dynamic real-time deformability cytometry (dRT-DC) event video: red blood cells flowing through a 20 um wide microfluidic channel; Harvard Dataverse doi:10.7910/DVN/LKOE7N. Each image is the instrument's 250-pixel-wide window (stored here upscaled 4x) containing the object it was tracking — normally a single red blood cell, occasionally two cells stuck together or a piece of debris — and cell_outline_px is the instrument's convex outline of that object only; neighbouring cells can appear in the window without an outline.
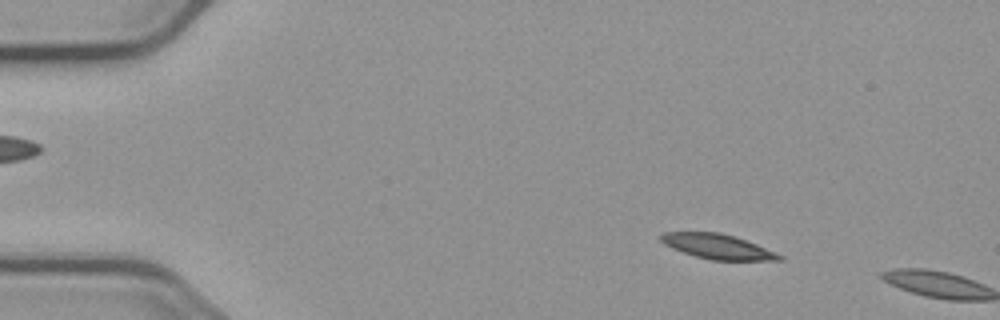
{"species": "common noctule bat (a hibernating species)", "species_latin": "Nyctalus noctula", "temperature_condition": "cold", "stored_images_in_passage": 3, "camera_frame_rate_fps": 3000, "um_per_image_px": 0.085, "animal": {"sex": "male", "body_mass_g": 23.1, "forearm_length_mm": 52.7}, "frame": {"image": 1, "passage_image": 2, "time_ms": 1.0, "image_size_px": [1000, 320], "cell_outline_px": [[784, 260], [712, 260], [696, 256], [672, 248], [664, 244], [660, 240], [660, 232], [720, 232], [756, 244], [776, 252], [784, 256]], "centroid_in_image_um": [60.99, 20.95], "position_along_channel_um": 24.0, "area_um2": 16.99}}